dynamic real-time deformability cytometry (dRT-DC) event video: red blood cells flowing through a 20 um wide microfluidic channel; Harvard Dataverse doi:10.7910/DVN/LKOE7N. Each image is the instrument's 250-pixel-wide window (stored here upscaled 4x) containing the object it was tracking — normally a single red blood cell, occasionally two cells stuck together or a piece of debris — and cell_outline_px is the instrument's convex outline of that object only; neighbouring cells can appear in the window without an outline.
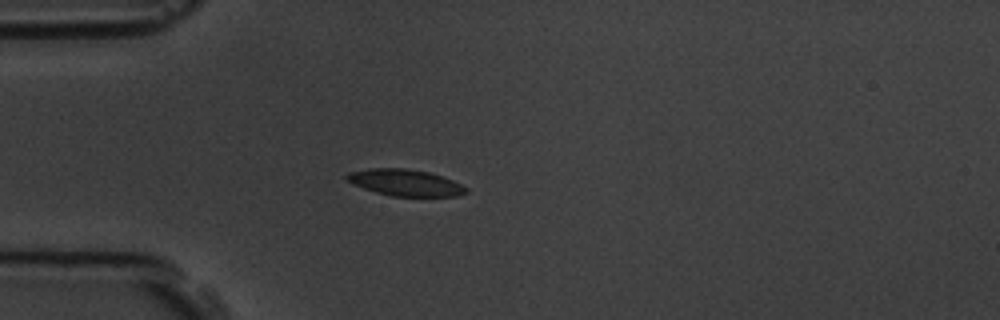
{"species": "common noctule bat (a hibernating species)", "species_latin": "Nyctalus noctula", "temperature_condition": "room temperature", "stored_images_in_passage": 5, "camera_frame_rate_fps": 3000, "um_per_image_px": 0.085, "animal": {"sex": "male", "body_mass_g": 19.5, "forearm_length_mm": 54.6}, "frame": {"image": 1, "passage_image": 4, "time_ms": 4.333, "image_size_px": [1000, 320], "cell_outline_px": [[468, 192], [460, 196], [392, 196], [376, 192], [364, 188], [344, 180], [344, 176], [348, 172], [368, 168], [404, 168], [428, 172], [452, 180], [468, 188]], "centroid_in_image_um": [34.41, 15.52], "position_along_channel_um": 50.6, "area_um2": 18.44}}